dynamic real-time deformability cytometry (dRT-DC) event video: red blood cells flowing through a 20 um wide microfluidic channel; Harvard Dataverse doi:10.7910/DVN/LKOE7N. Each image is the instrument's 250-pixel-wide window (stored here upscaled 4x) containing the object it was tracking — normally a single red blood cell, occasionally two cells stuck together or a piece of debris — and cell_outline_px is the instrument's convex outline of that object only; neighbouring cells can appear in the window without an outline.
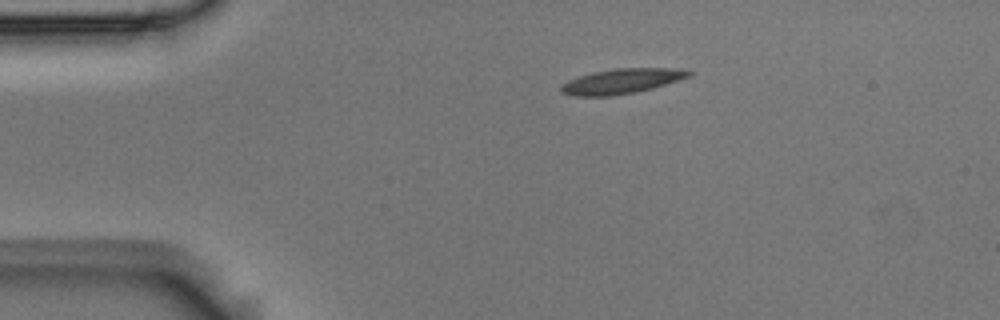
{"species": "Egyptian fruit bat (a non-hibernating species)", "species_latin": "Rousettus aegyptiacus", "temperature_condition": "room temperature", "stored_images_in_passage": 8, "camera_frame_rate_fps": 3000, "um_per_image_px": 0.085, "animal": {"sex": "male"}, "frame": {"image": 1, "passage_image": 1, "time_ms": 0.0, "image_size_px": [1000, 320], "cell_outline_px": [[692, 76], [680, 80], [652, 88], [636, 92], [612, 96], [572, 96], [560, 92], [560, 88], [568, 80], [592, 72], [616, 68], [672, 68], [692, 72]], "centroid_in_image_um": [52.84, 6.91], "position_along_channel_um": 32.2, "area_um2": 18.55}}
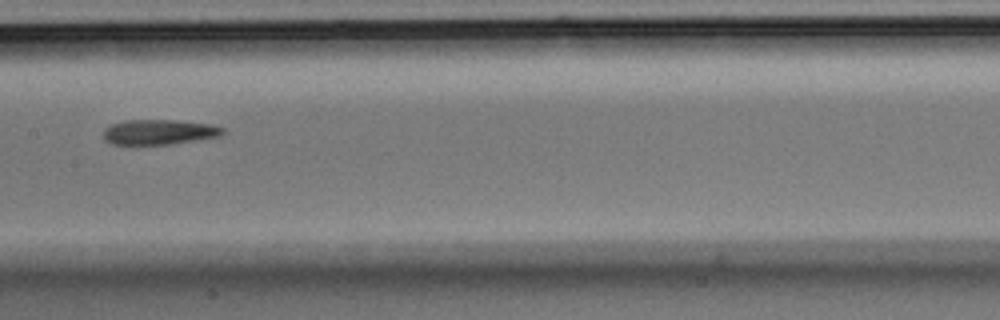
{"frame": {"image": 2, "passage_image": 6, "time_ms": 1.667, "image_size_px": [1000, 320], "cell_outline_px": [[224, 132], [220, 136], [200, 140], [168, 144], [112, 144], [104, 140], [104, 128], [112, 124], [124, 120], [176, 120], [212, 124], [224, 128]], "centroid_in_image_um": [13.54, 11.22], "position_along_channel_um": 193.9, "area_um2": 17.51}}
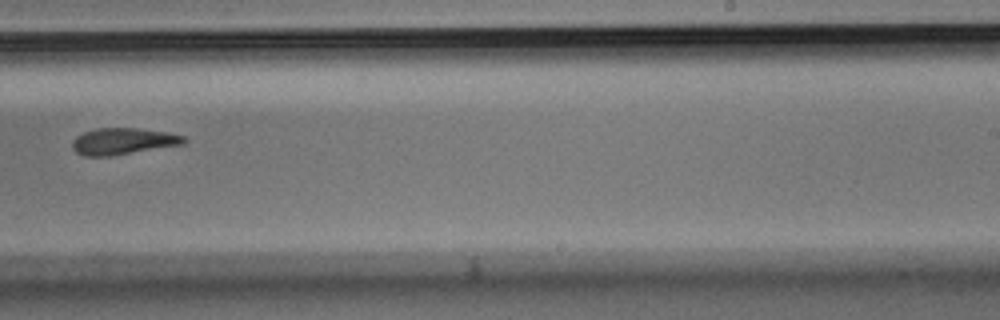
{"frame": {"image": 3, "passage_image": 8, "time_ms": 2.333, "image_size_px": [1000, 320], "cell_outline_px": [[188, 140], [184, 144], [108, 156], [84, 156], [76, 152], [72, 148], [72, 140], [76, 136], [84, 132], [96, 128], [136, 128], [168, 132], [184, 136]], "centroid_in_image_um": [10.45, 12.0], "position_along_channel_um": 278.6, "area_um2": 17.22}}